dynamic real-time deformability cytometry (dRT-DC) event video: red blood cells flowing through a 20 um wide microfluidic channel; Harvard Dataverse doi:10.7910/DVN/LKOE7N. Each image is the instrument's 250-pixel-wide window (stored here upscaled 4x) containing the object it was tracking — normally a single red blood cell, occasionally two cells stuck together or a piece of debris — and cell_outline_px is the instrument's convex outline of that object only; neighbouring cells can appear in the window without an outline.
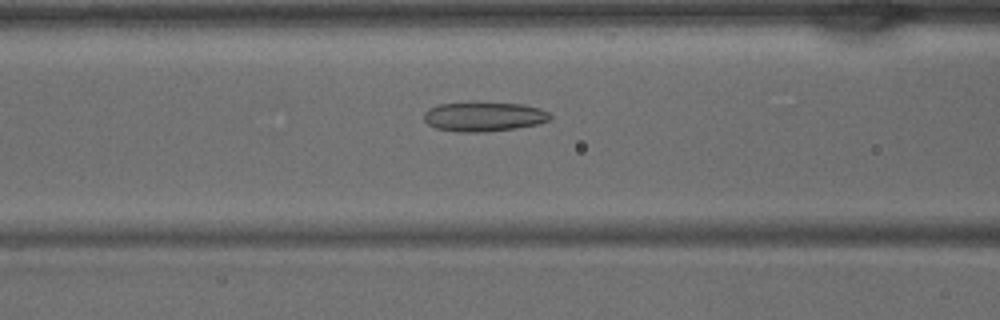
{"species": "common noctule bat (a hibernating species)", "species_latin": "Nyctalus noctula", "temperature_condition": "warm", "stored_images_in_passage": 41, "camera_frame_rate_fps": 3000, "um_per_image_px": 0.085, "animal": {"sex": "male", "body_mass_g": 15.6}, "frame": {"image": 1, "passage_image": 16, "time_ms": 5.0, "image_size_px": [1000, 320], "cell_outline_px": [[552, 116], [548, 120], [536, 124], [516, 128], [484, 132], [460, 132], [436, 128], [428, 124], [424, 120], [424, 112], [428, 108], [436, 104], [472, 100], [524, 104], [540, 108], [548, 112]], "centroid_in_image_um": [41.08, 9.87], "position_along_channel_um": 125.5, "area_um2": 22.43}}
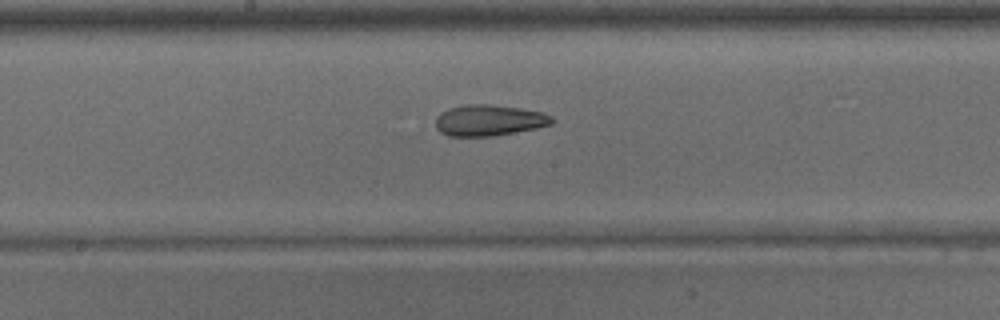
{"frame": {"image": 2, "passage_image": 21, "time_ms": 6.667, "image_size_px": [1000, 320], "cell_outline_px": [[556, 120], [552, 124], [536, 128], [492, 136], [448, 136], [440, 132], [436, 128], [436, 116], [440, 112], [448, 108], [464, 104], [492, 104], [520, 108], [544, 112], [552, 116]], "centroid_in_image_um": [41.57, 10.21], "position_along_channel_um": 206.6, "area_um2": 21.33}}
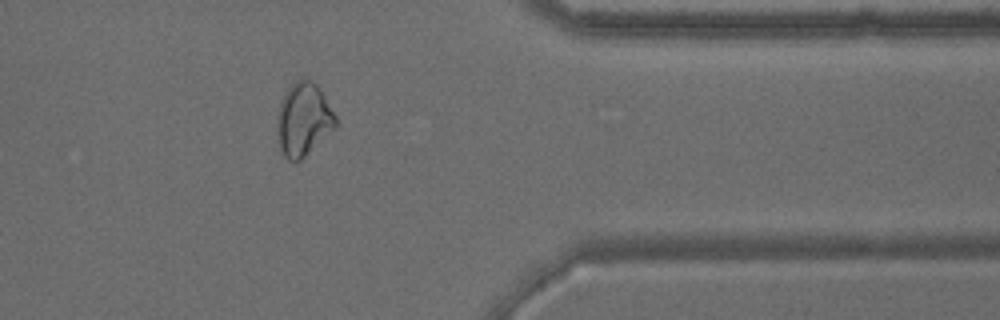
{"frame": {"image": 3, "passage_image": 33, "time_ms": 10.667, "image_size_px": [1000, 320], "cell_outline_px": [[336, 128], [300, 160], [288, 160], [284, 156], [280, 148], [276, 124], [276, 116], [284, 92], [296, 80], [312, 80], [320, 88], [336, 116]], "centroid_in_image_um": [25.79, 10.14], "position_along_channel_um": 385.6, "area_um2": 24.85}}